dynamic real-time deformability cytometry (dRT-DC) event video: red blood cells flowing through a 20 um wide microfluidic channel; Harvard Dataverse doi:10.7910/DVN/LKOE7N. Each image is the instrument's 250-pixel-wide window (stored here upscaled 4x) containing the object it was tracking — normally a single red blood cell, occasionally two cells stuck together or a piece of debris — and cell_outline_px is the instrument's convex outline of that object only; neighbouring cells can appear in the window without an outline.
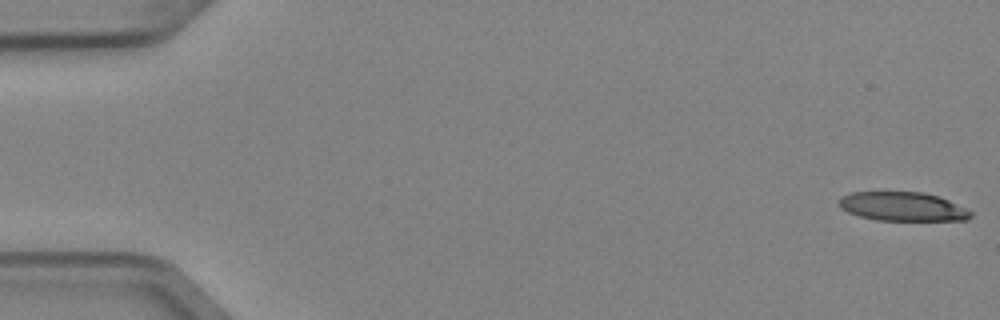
{"species": "Egyptian fruit bat (a non-hibernating species)", "species_latin": "Rousettus aegyptiacus", "temperature_condition": "cold", "stored_images_in_passage": 3, "camera_frame_rate_fps": 3000, "um_per_image_px": 0.085, "animal": {"sex": "female"}, "frame": {"image": 1, "passage_image": 1, "time_ms": 0.0, "image_size_px": [1000, 320], "cell_outline_px": [[972, 216], [968, 220], [876, 220], [860, 216], [848, 212], [840, 208], [840, 196], [852, 192], [924, 192], [940, 196], [972, 212]], "centroid_in_image_um": [76.72, 17.55], "position_along_channel_um": 8.3, "area_um2": 22.14}}